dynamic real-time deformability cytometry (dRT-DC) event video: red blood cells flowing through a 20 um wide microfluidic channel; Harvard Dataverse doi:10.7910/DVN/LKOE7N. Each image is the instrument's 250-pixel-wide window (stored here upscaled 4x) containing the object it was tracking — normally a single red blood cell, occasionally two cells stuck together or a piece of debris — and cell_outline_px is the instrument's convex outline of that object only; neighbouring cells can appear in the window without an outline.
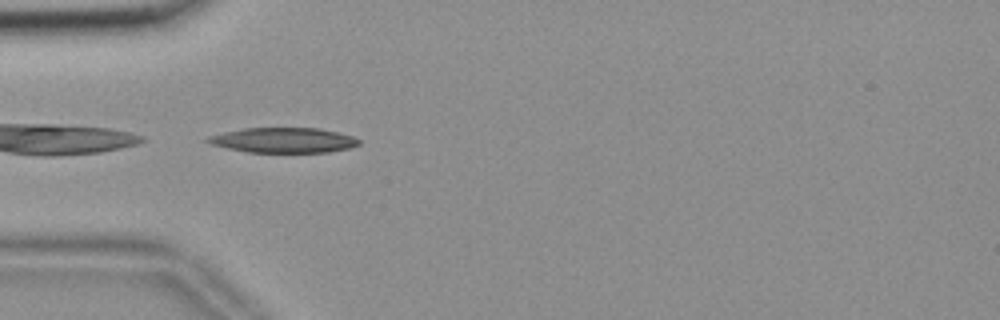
{"species": "common noctule bat (a hibernating species)", "species_latin": "Nyctalus noctula", "temperature_condition": "room temperature", "stored_images_in_passage": 22, "camera_frame_rate_fps": 3000, "um_per_image_px": 0.085, "animal": {"sex": "female", "body_mass_g": 18.4}, "frame": {"image": 1, "passage_image": 1, "time_ms": 0.0, "image_size_px": [1000, 320], "cell_outline_px": [[360, 144], [348, 148], [328, 152], [248, 152], [228, 148], [212, 144], [204, 140], [208, 136], [224, 132], [244, 128], [316, 128], [336, 132], [352, 136], [360, 140]], "centroid_in_image_um": [24.08, 11.91], "position_along_channel_um": 60.9, "area_um2": 21.85}}